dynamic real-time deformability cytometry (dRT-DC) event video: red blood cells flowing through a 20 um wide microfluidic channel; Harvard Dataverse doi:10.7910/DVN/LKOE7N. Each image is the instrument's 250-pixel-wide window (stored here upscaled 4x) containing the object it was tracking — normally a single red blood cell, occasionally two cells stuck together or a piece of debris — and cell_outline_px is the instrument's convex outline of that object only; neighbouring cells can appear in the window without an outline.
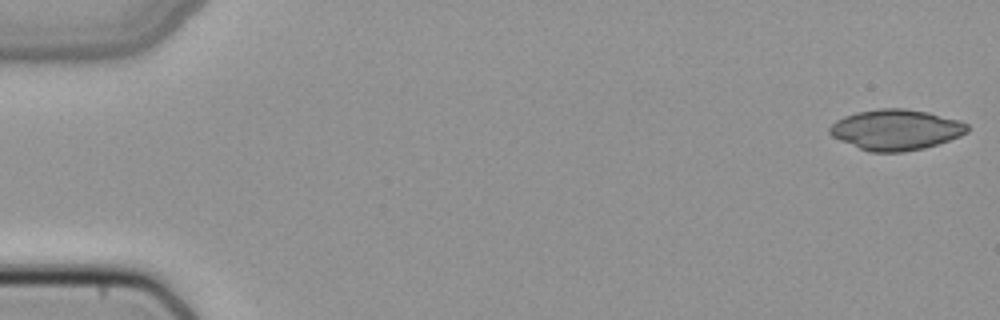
{"species": "common noctule bat (a hibernating species)", "species_latin": "Nyctalus noctula", "temperature_condition": "cold", "stored_images_in_passage": 9, "camera_frame_rate_fps": 3000, "um_per_image_px": 0.085, "animal": {"sex": "female", "body_mass_g": 22.7, "forearm_length_mm": 54.2}, "frame": {"image": 1, "passage_image": 1, "time_ms": 0.0, "image_size_px": [1000, 320], "cell_outline_px": [[968, 132], [960, 136], [924, 148], [904, 152], [868, 152], [840, 140], [832, 136], [828, 132], [828, 128], [836, 120], [844, 116], [856, 112], [880, 108], [904, 108], [928, 112], [960, 120], [968, 124]], "centroid_in_image_um": [76.14, 11.02], "position_along_channel_um": 8.9, "area_um2": 32.66}}